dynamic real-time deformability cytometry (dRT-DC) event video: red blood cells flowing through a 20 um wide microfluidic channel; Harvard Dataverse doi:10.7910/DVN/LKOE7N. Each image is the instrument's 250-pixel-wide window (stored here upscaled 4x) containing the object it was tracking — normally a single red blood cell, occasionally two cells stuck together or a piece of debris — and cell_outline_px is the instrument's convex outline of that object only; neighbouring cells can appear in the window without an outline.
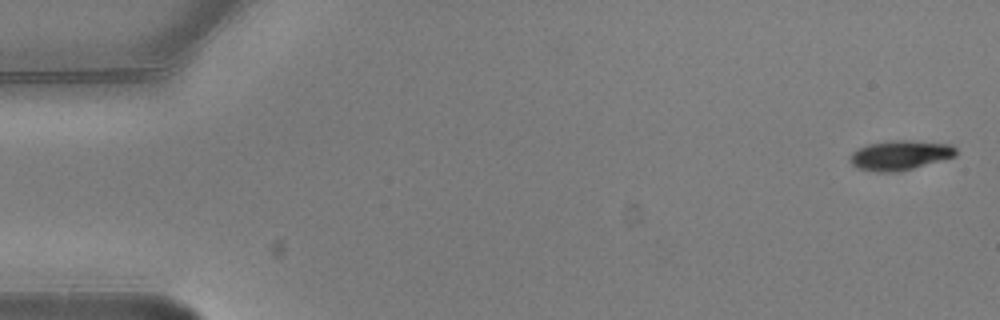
{"species": "common noctule bat (a hibernating species)", "species_latin": "Nyctalus noctula", "temperature_condition": "warm", "stored_images_in_passage": 6, "camera_frame_rate_fps": 3000, "um_per_image_px": 0.085, "animal": {"sex": "male", "body_mass_g": 20.5, "forearm_length_mm": 52.5}, "frame": {"image": 1, "passage_image": 1, "time_ms": 0.0, "image_size_px": [1000, 320], "cell_outline_px": [[956, 156], [912, 168], [896, 172], [876, 172], [856, 168], [848, 160], [852, 152], [868, 144], [892, 140], [912, 140], [952, 144], [956, 148]], "centroid_in_image_um": [76.49, 13.19], "position_along_channel_um": 8.5, "area_um2": 18.32}}
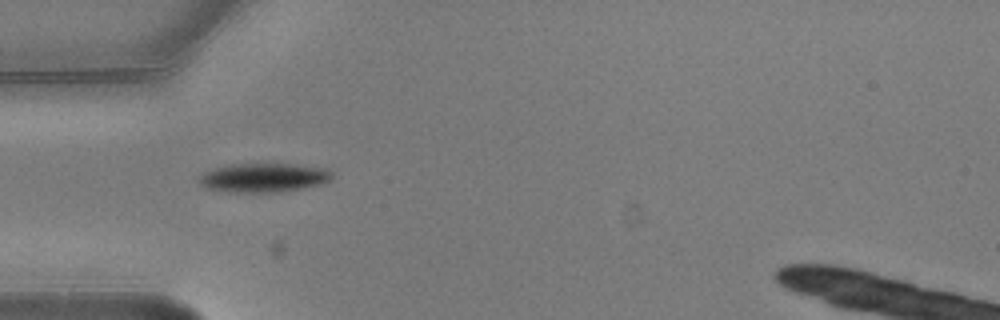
{"frame": {"image": 2, "passage_image": 5, "time_ms": 1.333, "image_size_px": [1000, 320], "cell_outline_px": [[332, 180], [320, 184], [304, 188], [280, 192], [228, 192], [204, 188], [200, 184], [196, 176], [204, 172], [228, 164], [292, 164], [324, 168], [332, 172]], "centroid_in_image_um": [22.37, 15.11], "position_along_channel_um": 62.6, "area_um2": 22.66}}
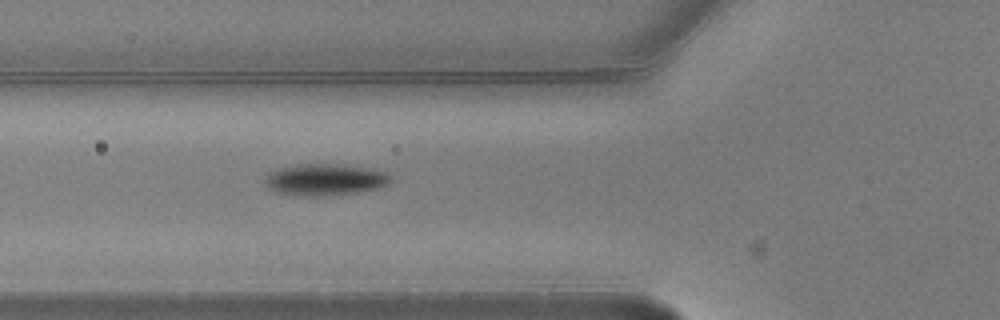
{"frame": {"image": 3, "passage_image": 6, "time_ms": 1.667, "image_size_px": [1000, 320], "cell_outline_px": [[392, 180], [388, 184], [380, 188], [356, 192], [316, 196], [296, 196], [276, 192], [268, 188], [264, 180], [268, 172], [280, 168], [296, 164], [348, 164], [376, 168], [388, 172], [392, 176]], "centroid_in_image_um": [27.68, 15.25], "position_along_channel_um": 98.1, "area_um2": 23.7}}